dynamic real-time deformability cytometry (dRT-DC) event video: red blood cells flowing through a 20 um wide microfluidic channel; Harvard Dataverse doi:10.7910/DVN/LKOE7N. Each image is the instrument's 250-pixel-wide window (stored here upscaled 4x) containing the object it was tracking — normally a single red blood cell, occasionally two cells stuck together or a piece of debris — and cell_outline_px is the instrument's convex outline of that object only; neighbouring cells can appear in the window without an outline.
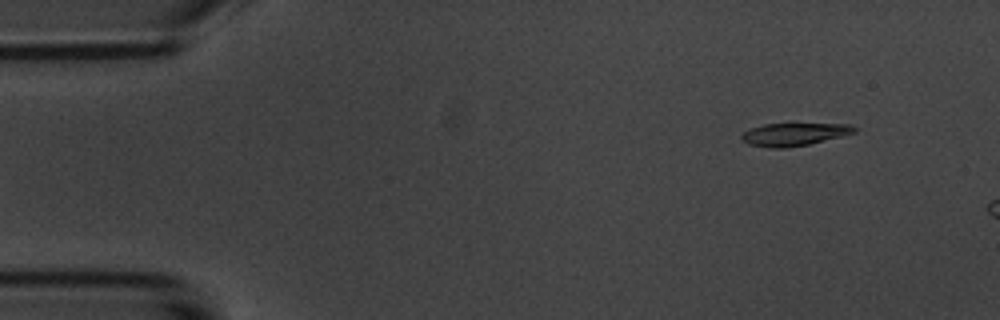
{"species": "common noctule bat (a hibernating species)", "species_latin": "Nyctalus noctula", "temperature_condition": "room temperature", "stored_images_in_passage": 4, "camera_frame_rate_fps": 3000, "um_per_image_px": 0.085, "animal": {"sex": "male", "body_mass_g": 20.1, "forearm_length_mm": 53.5}, "frame": {"image": 1, "passage_image": 2, "time_ms": 1.0, "image_size_px": [1000, 320], "cell_outline_px": [[856, 132], [808, 144], [788, 148], [768, 148], [748, 144], [740, 136], [744, 132], [752, 128], [764, 124], [852, 124], [856, 128]], "centroid_in_image_um": [67.48, 11.42], "position_along_channel_um": 17.5, "area_um2": 14.74}}